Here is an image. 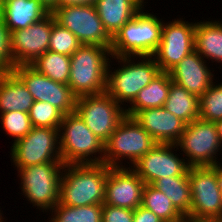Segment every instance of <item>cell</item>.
Returning a JSON list of instances; mask_svg holds the SVG:
<instances>
[{"mask_svg":"<svg viewBox=\"0 0 222 222\" xmlns=\"http://www.w3.org/2000/svg\"><path fill=\"white\" fill-rule=\"evenodd\" d=\"M29 118L33 127L59 129L64 114L48 102L34 101Z\"/></svg>","mask_w":222,"mask_h":222,"instance_id":"4dcf8cb0","label":"cell"},{"mask_svg":"<svg viewBox=\"0 0 222 222\" xmlns=\"http://www.w3.org/2000/svg\"><path fill=\"white\" fill-rule=\"evenodd\" d=\"M164 108L186 124L199 118V98L171 81Z\"/></svg>","mask_w":222,"mask_h":222,"instance_id":"484cf974","label":"cell"},{"mask_svg":"<svg viewBox=\"0 0 222 222\" xmlns=\"http://www.w3.org/2000/svg\"><path fill=\"white\" fill-rule=\"evenodd\" d=\"M55 22L54 16L50 13L41 21L10 33V54L13 67L31 65L49 50L50 35Z\"/></svg>","mask_w":222,"mask_h":222,"instance_id":"2e32d148","label":"cell"},{"mask_svg":"<svg viewBox=\"0 0 222 222\" xmlns=\"http://www.w3.org/2000/svg\"><path fill=\"white\" fill-rule=\"evenodd\" d=\"M141 206L152 211L164 222H187L169 197L151 184H145Z\"/></svg>","mask_w":222,"mask_h":222,"instance_id":"4316f807","label":"cell"},{"mask_svg":"<svg viewBox=\"0 0 222 222\" xmlns=\"http://www.w3.org/2000/svg\"><path fill=\"white\" fill-rule=\"evenodd\" d=\"M31 66L53 81L68 85L70 77V56L46 51Z\"/></svg>","mask_w":222,"mask_h":222,"instance_id":"83f0119b","label":"cell"},{"mask_svg":"<svg viewBox=\"0 0 222 222\" xmlns=\"http://www.w3.org/2000/svg\"><path fill=\"white\" fill-rule=\"evenodd\" d=\"M192 204L187 222L222 220V186L215 166H193L188 169Z\"/></svg>","mask_w":222,"mask_h":222,"instance_id":"52a82bcc","label":"cell"},{"mask_svg":"<svg viewBox=\"0 0 222 222\" xmlns=\"http://www.w3.org/2000/svg\"><path fill=\"white\" fill-rule=\"evenodd\" d=\"M146 11V12H145ZM145 6L112 38L111 56H152L161 40L163 18Z\"/></svg>","mask_w":222,"mask_h":222,"instance_id":"3957f363","label":"cell"},{"mask_svg":"<svg viewBox=\"0 0 222 222\" xmlns=\"http://www.w3.org/2000/svg\"><path fill=\"white\" fill-rule=\"evenodd\" d=\"M133 222H164L158 216H156L152 211L139 206L134 210Z\"/></svg>","mask_w":222,"mask_h":222,"instance_id":"d590c367","label":"cell"},{"mask_svg":"<svg viewBox=\"0 0 222 222\" xmlns=\"http://www.w3.org/2000/svg\"><path fill=\"white\" fill-rule=\"evenodd\" d=\"M11 145L8 153L16 171L35 164L62 162L58 129L32 127L25 137Z\"/></svg>","mask_w":222,"mask_h":222,"instance_id":"8fae6325","label":"cell"},{"mask_svg":"<svg viewBox=\"0 0 222 222\" xmlns=\"http://www.w3.org/2000/svg\"><path fill=\"white\" fill-rule=\"evenodd\" d=\"M176 144H156L131 168L145 184L166 176H188L189 165Z\"/></svg>","mask_w":222,"mask_h":222,"instance_id":"9a60e30c","label":"cell"},{"mask_svg":"<svg viewBox=\"0 0 222 222\" xmlns=\"http://www.w3.org/2000/svg\"><path fill=\"white\" fill-rule=\"evenodd\" d=\"M144 187V181L132 168L109 167L104 204L135 210L142 204Z\"/></svg>","mask_w":222,"mask_h":222,"instance_id":"e0dca14e","label":"cell"},{"mask_svg":"<svg viewBox=\"0 0 222 222\" xmlns=\"http://www.w3.org/2000/svg\"><path fill=\"white\" fill-rule=\"evenodd\" d=\"M75 112L104 143L126 117L125 108L106 92L76 98Z\"/></svg>","mask_w":222,"mask_h":222,"instance_id":"7c38bea8","label":"cell"},{"mask_svg":"<svg viewBox=\"0 0 222 222\" xmlns=\"http://www.w3.org/2000/svg\"><path fill=\"white\" fill-rule=\"evenodd\" d=\"M133 119L158 144H176L185 130L186 123L164 107L143 109Z\"/></svg>","mask_w":222,"mask_h":222,"instance_id":"d6986e66","label":"cell"},{"mask_svg":"<svg viewBox=\"0 0 222 222\" xmlns=\"http://www.w3.org/2000/svg\"><path fill=\"white\" fill-rule=\"evenodd\" d=\"M156 144L157 142L133 117L126 116L104 143L103 163L109 167L129 165L131 168Z\"/></svg>","mask_w":222,"mask_h":222,"instance_id":"ba28073f","label":"cell"},{"mask_svg":"<svg viewBox=\"0 0 222 222\" xmlns=\"http://www.w3.org/2000/svg\"><path fill=\"white\" fill-rule=\"evenodd\" d=\"M82 44L78 38L68 29L57 22L52 26L49 51L71 56Z\"/></svg>","mask_w":222,"mask_h":222,"instance_id":"d6a6232c","label":"cell"},{"mask_svg":"<svg viewBox=\"0 0 222 222\" xmlns=\"http://www.w3.org/2000/svg\"><path fill=\"white\" fill-rule=\"evenodd\" d=\"M151 185L169 197L185 218L189 216L192 197L188 176H166L155 180Z\"/></svg>","mask_w":222,"mask_h":222,"instance_id":"d4e9b609","label":"cell"},{"mask_svg":"<svg viewBox=\"0 0 222 222\" xmlns=\"http://www.w3.org/2000/svg\"><path fill=\"white\" fill-rule=\"evenodd\" d=\"M143 6L147 7L148 6V0H138ZM147 4V5H146Z\"/></svg>","mask_w":222,"mask_h":222,"instance_id":"b9f144b4","label":"cell"},{"mask_svg":"<svg viewBox=\"0 0 222 222\" xmlns=\"http://www.w3.org/2000/svg\"><path fill=\"white\" fill-rule=\"evenodd\" d=\"M13 63L10 54V32L0 17V72H10Z\"/></svg>","mask_w":222,"mask_h":222,"instance_id":"836d02e7","label":"cell"},{"mask_svg":"<svg viewBox=\"0 0 222 222\" xmlns=\"http://www.w3.org/2000/svg\"><path fill=\"white\" fill-rule=\"evenodd\" d=\"M195 25V20L188 22L185 17L163 20L161 40L152 55L161 72H169L195 50Z\"/></svg>","mask_w":222,"mask_h":222,"instance_id":"4fadbf2b","label":"cell"},{"mask_svg":"<svg viewBox=\"0 0 222 222\" xmlns=\"http://www.w3.org/2000/svg\"><path fill=\"white\" fill-rule=\"evenodd\" d=\"M108 171L104 163L65 165L58 203L72 207L103 204Z\"/></svg>","mask_w":222,"mask_h":222,"instance_id":"7a4b0ae2","label":"cell"},{"mask_svg":"<svg viewBox=\"0 0 222 222\" xmlns=\"http://www.w3.org/2000/svg\"><path fill=\"white\" fill-rule=\"evenodd\" d=\"M176 145L190 167L216 166L222 161L218 157L222 144L214 122L198 118L186 124Z\"/></svg>","mask_w":222,"mask_h":222,"instance_id":"9c48e42d","label":"cell"},{"mask_svg":"<svg viewBox=\"0 0 222 222\" xmlns=\"http://www.w3.org/2000/svg\"><path fill=\"white\" fill-rule=\"evenodd\" d=\"M51 14L55 21L70 30L82 45H97L111 49L112 37L105 30L94 5L58 6Z\"/></svg>","mask_w":222,"mask_h":222,"instance_id":"30bf717a","label":"cell"},{"mask_svg":"<svg viewBox=\"0 0 222 222\" xmlns=\"http://www.w3.org/2000/svg\"><path fill=\"white\" fill-rule=\"evenodd\" d=\"M134 210L102 204V222H133Z\"/></svg>","mask_w":222,"mask_h":222,"instance_id":"e575fe53","label":"cell"},{"mask_svg":"<svg viewBox=\"0 0 222 222\" xmlns=\"http://www.w3.org/2000/svg\"><path fill=\"white\" fill-rule=\"evenodd\" d=\"M0 124L2 131L12 138V142L25 137L33 127L29 114L19 111L0 113Z\"/></svg>","mask_w":222,"mask_h":222,"instance_id":"1f68e13d","label":"cell"},{"mask_svg":"<svg viewBox=\"0 0 222 222\" xmlns=\"http://www.w3.org/2000/svg\"><path fill=\"white\" fill-rule=\"evenodd\" d=\"M48 214L47 222H102V204L72 207L58 203Z\"/></svg>","mask_w":222,"mask_h":222,"instance_id":"f1b7e54d","label":"cell"},{"mask_svg":"<svg viewBox=\"0 0 222 222\" xmlns=\"http://www.w3.org/2000/svg\"><path fill=\"white\" fill-rule=\"evenodd\" d=\"M170 91L169 72H160L125 108L126 116L133 117L143 109L164 107Z\"/></svg>","mask_w":222,"mask_h":222,"instance_id":"cb8c5ba5","label":"cell"},{"mask_svg":"<svg viewBox=\"0 0 222 222\" xmlns=\"http://www.w3.org/2000/svg\"><path fill=\"white\" fill-rule=\"evenodd\" d=\"M218 82L215 80L199 98V118L202 120L216 122L222 119V82Z\"/></svg>","mask_w":222,"mask_h":222,"instance_id":"f546056e","label":"cell"},{"mask_svg":"<svg viewBox=\"0 0 222 222\" xmlns=\"http://www.w3.org/2000/svg\"><path fill=\"white\" fill-rule=\"evenodd\" d=\"M214 69L194 50L172 68L169 75L171 81L200 98L217 78Z\"/></svg>","mask_w":222,"mask_h":222,"instance_id":"ac0fdd59","label":"cell"},{"mask_svg":"<svg viewBox=\"0 0 222 222\" xmlns=\"http://www.w3.org/2000/svg\"><path fill=\"white\" fill-rule=\"evenodd\" d=\"M94 6L112 38L144 7L138 0H96Z\"/></svg>","mask_w":222,"mask_h":222,"instance_id":"44dd1931","label":"cell"},{"mask_svg":"<svg viewBox=\"0 0 222 222\" xmlns=\"http://www.w3.org/2000/svg\"><path fill=\"white\" fill-rule=\"evenodd\" d=\"M33 103V96L12 71L0 72V113H28Z\"/></svg>","mask_w":222,"mask_h":222,"instance_id":"603a6c76","label":"cell"},{"mask_svg":"<svg viewBox=\"0 0 222 222\" xmlns=\"http://www.w3.org/2000/svg\"><path fill=\"white\" fill-rule=\"evenodd\" d=\"M5 0H0V6L4 3Z\"/></svg>","mask_w":222,"mask_h":222,"instance_id":"7bdbcfd3","label":"cell"},{"mask_svg":"<svg viewBox=\"0 0 222 222\" xmlns=\"http://www.w3.org/2000/svg\"><path fill=\"white\" fill-rule=\"evenodd\" d=\"M196 20L195 25V51L208 63H217L222 67V21ZM210 20V21H209ZM211 60V62H210Z\"/></svg>","mask_w":222,"mask_h":222,"instance_id":"7402d4cb","label":"cell"},{"mask_svg":"<svg viewBox=\"0 0 222 222\" xmlns=\"http://www.w3.org/2000/svg\"><path fill=\"white\" fill-rule=\"evenodd\" d=\"M58 130L60 156L65 165L103 163L104 142L76 112L64 115Z\"/></svg>","mask_w":222,"mask_h":222,"instance_id":"5b68a950","label":"cell"},{"mask_svg":"<svg viewBox=\"0 0 222 222\" xmlns=\"http://www.w3.org/2000/svg\"><path fill=\"white\" fill-rule=\"evenodd\" d=\"M45 8L52 12L58 7V0H38Z\"/></svg>","mask_w":222,"mask_h":222,"instance_id":"74e56055","label":"cell"},{"mask_svg":"<svg viewBox=\"0 0 222 222\" xmlns=\"http://www.w3.org/2000/svg\"><path fill=\"white\" fill-rule=\"evenodd\" d=\"M2 208L0 207V222H2L5 218H4V213L2 212L3 210H1Z\"/></svg>","mask_w":222,"mask_h":222,"instance_id":"60d3db41","label":"cell"},{"mask_svg":"<svg viewBox=\"0 0 222 222\" xmlns=\"http://www.w3.org/2000/svg\"><path fill=\"white\" fill-rule=\"evenodd\" d=\"M65 164L48 162L21 167L17 170L19 189L25 200L48 215L59 202L60 181Z\"/></svg>","mask_w":222,"mask_h":222,"instance_id":"8992f818","label":"cell"},{"mask_svg":"<svg viewBox=\"0 0 222 222\" xmlns=\"http://www.w3.org/2000/svg\"><path fill=\"white\" fill-rule=\"evenodd\" d=\"M50 13L38 0H5L0 6V17L10 33L25 29Z\"/></svg>","mask_w":222,"mask_h":222,"instance_id":"ffe728a7","label":"cell"},{"mask_svg":"<svg viewBox=\"0 0 222 222\" xmlns=\"http://www.w3.org/2000/svg\"><path fill=\"white\" fill-rule=\"evenodd\" d=\"M215 167L218 169V173L221 180V186H222V162H219Z\"/></svg>","mask_w":222,"mask_h":222,"instance_id":"ab89813d","label":"cell"},{"mask_svg":"<svg viewBox=\"0 0 222 222\" xmlns=\"http://www.w3.org/2000/svg\"><path fill=\"white\" fill-rule=\"evenodd\" d=\"M109 57L110 49L97 45H82L70 56L68 86L76 97L106 92Z\"/></svg>","mask_w":222,"mask_h":222,"instance_id":"277c9868","label":"cell"},{"mask_svg":"<svg viewBox=\"0 0 222 222\" xmlns=\"http://www.w3.org/2000/svg\"><path fill=\"white\" fill-rule=\"evenodd\" d=\"M216 125V129L218 132V136L220 138L221 144H222V119L221 120H217L216 122H214Z\"/></svg>","mask_w":222,"mask_h":222,"instance_id":"f35d334b","label":"cell"},{"mask_svg":"<svg viewBox=\"0 0 222 222\" xmlns=\"http://www.w3.org/2000/svg\"><path fill=\"white\" fill-rule=\"evenodd\" d=\"M114 59L117 62L116 65L119 66L117 69L112 67ZM160 72L159 66L152 56H111L107 67L106 93L126 108L139 91L145 88Z\"/></svg>","mask_w":222,"mask_h":222,"instance_id":"6da1fadb","label":"cell"},{"mask_svg":"<svg viewBox=\"0 0 222 222\" xmlns=\"http://www.w3.org/2000/svg\"><path fill=\"white\" fill-rule=\"evenodd\" d=\"M96 0H58V6L64 5H85L92 4L94 5Z\"/></svg>","mask_w":222,"mask_h":222,"instance_id":"8d00e7d4","label":"cell"},{"mask_svg":"<svg viewBox=\"0 0 222 222\" xmlns=\"http://www.w3.org/2000/svg\"><path fill=\"white\" fill-rule=\"evenodd\" d=\"M12 72L27 87L34 101L48 102L64 115L75 112L77 97L68 85L53 81L31 65L15 66Z\"/></svg>","mask_w":222,"mask_h":222,"instance_id":"5bb4252c","label":"cell"}]
</instances>
